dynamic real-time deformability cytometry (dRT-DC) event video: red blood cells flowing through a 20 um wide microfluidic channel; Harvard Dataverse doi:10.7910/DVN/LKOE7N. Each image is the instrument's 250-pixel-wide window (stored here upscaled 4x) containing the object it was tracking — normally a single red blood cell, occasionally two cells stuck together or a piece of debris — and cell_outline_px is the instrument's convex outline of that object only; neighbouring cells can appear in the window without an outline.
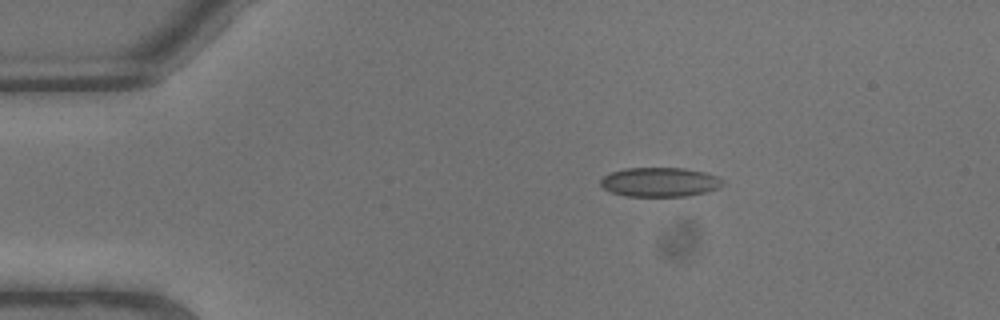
{"species": "common noctule bat (a hibernating species)", "species_latin": "Nyctalus noctula", "temperature_condition": "warm", "stored_images_in_passage": 4, "camera_frame_rate_fps": 3000, "um_per_image_px": 0.085, "animal": {"sex": "male", "body_mass_g": 13.3}, "frame": {"image": 1, "passage_image": 1, "time_ms": 0.0, "image_size_px": [1000, 320], "cell_outline_px": [[724, 184], [708, 192], [688, 196], [624, 196], [612, 192], [604, 188], [600, 184], [600, 180], [604, 176], [612, 172], [624, 168], [684, 168], [704, 172], [720, 176], [724, 180]], "centroid_in_image_um": [56.12, 15.47], "position_along_channel_um": 28.9, "area_um2": 20.98}}